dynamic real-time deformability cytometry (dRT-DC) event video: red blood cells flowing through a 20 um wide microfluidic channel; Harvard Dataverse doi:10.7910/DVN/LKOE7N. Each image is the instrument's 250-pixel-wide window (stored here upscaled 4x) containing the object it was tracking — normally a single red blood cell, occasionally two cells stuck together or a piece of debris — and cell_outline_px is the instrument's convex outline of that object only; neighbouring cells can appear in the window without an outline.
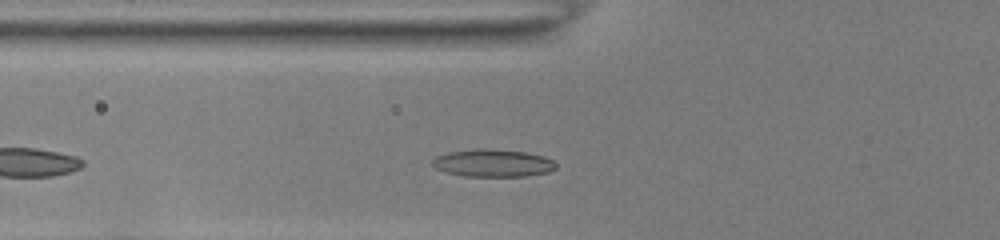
{"species": "common noctule bat (a hibernating species)", "species_latin": "Nyctalus noctula", "temperature_condition": "room temperature", "stored_images_in_passage": 30, "camera_frame_rate_fps": 3000, "um_per_image_px": 0.085, "animal": {"sex": "female", "body_mass_g": 22.0, "forearm_length_mm": 56.7}, "frame": {"image": 1, "passage_image": 5, "time_ms": 1.333, "image_size_px": [1000, 240], "cell_outline_px": [[556, 168], [548, 172], [524, 176], [464, 176], [448, 172], [436, 168], [432, 164], [432, 160], [436, 156], [448, 152], [476, 148], [488, 148], [528, 152], [544, 156], [552, 160], [556, 164]], "centroid_in_image_um": [41.91, 13.84], "position_along_channel_um": 83.9, "area_um2": 19.88}}
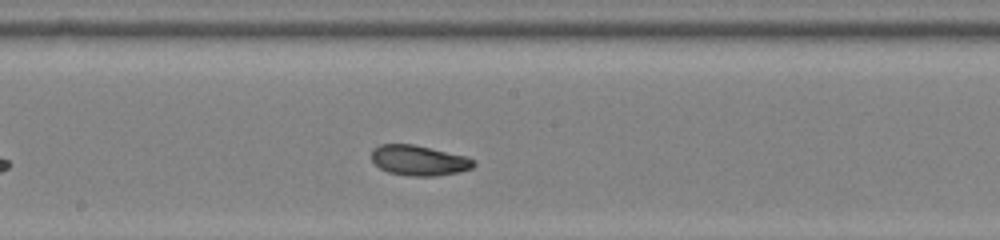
{"frame": {"image": 2, "passage_image": 15, "time_ms": 4.667, "image_size_px": [1000, 240], "cell_outline_px": [[476, 164], [472, 168], [460, 172], [436, 176], [408, 176], [388, 172], [380, 168], [372, 160], [372, 148], [380, 144], [416, 144], [468, 156], [476, 160]], "centroid_in_image_um": [35.65, 13.63], "position_along_channel_um": 212.5, "area_um2": 18.38}}
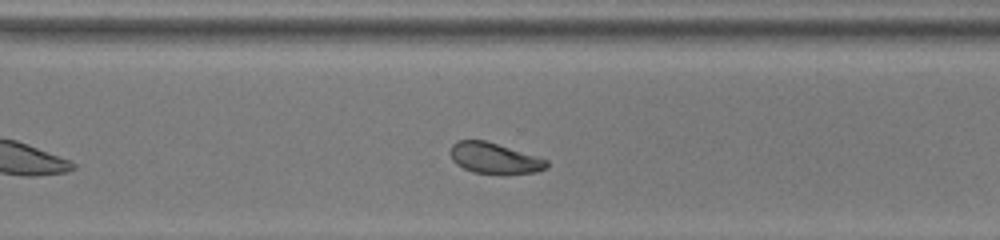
{"frame": {"image": 3, "passage_image": 24, "time_ms": 7.667, "image_size_px": [1000, 240], "cell_outline_px": [[548, 168], [536, 172], [500, 176], [472, 172], [456, 164], [452, 160], [448, 152], [452, 144], [456, 140], [484, 140], [536, 156], [548, 160]], "centroid_in_image_um": [42.0, 13.48], "position_along_channel_um": 328.6, "area_um2": 17.8}, "authors_computed_cell_mechanics": {"area_um2": 18.2359, "velocity_mm_per_s": 3.8584, "shape_relaxation_time_tau1_ms": 4.1388, "shape_relaxation_time_tau2_ms": 3.542, "deformation_change_tau1": 0.1222, "deformation_change_tau2": 0.0903}}